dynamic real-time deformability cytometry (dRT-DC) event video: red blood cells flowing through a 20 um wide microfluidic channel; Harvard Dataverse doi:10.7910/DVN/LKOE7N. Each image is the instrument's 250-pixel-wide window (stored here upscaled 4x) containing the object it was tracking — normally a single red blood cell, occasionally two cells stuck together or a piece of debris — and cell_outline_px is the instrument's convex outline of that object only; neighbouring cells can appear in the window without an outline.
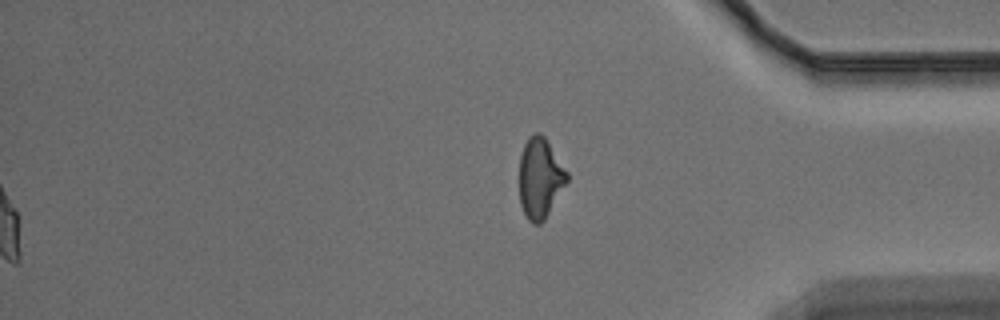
{"species": "Egyptian fruit bat (a non-hibernating species)", "species_latin": "Rousettus aegyptiacus", "temperature_condition": "warm", "stored_images_in_passage": 52, "segment_of_instrument_passage": [2, 2], "camera_frame_rate_fps": 3000, "um_per_image_px": 0.085, "animal": {"sex": "male"}, "frame": {"image": 1, "passage_image": 52, "time_ms": 17.0, "image_size_px": [1000, 320], "cell_outline_px": [[568, 180], [544, 220], [540, 224], [532, 224], [528, 220], [520, 204], [520, 156], [524, 144], [528, 136], [536, 132], [540, 132], [544, 136], [568, 172]], "centroid_in_image_um": [45.9, 15.12], "position_along_channel_um": 389.3, "area_um2": 22.2}}